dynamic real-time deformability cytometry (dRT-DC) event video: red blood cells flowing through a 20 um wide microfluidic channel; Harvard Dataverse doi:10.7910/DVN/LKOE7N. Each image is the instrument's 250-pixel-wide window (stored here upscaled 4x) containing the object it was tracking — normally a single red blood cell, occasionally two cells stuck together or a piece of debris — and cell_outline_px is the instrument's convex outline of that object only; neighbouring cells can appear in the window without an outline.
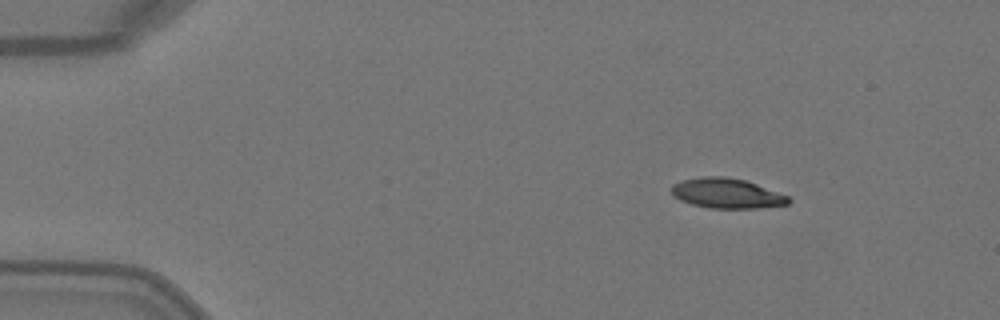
{"species": "Egyptian fruit bat (a non-hibernating species)", "species_latin": "Rousettus aegyptiacus", "temperature_condition": "warm", "stored_images_in_passage": 4, "camera_frame_rate_fps": 3000, "um_per_image_px": 0.085, "animal": {"sex": "female"}, "frame": {"image": 1, "passage_image": 1, "time_ms": 0.0, "image_size_px": [1000, 320], "cell_outline_px": [[792, 200], [788, 204], [760, 208], [708, 208], [692, 204], [680, 200], [672, 192], [672, 184], [684, 180], [704, 176], [724, 176], [744, 180], [756, 184], [788, 196]], "centroid_in_image_um": [61.79, 16.44], "position_along_channel_um": 23.2, "area_um2": 20.23}}